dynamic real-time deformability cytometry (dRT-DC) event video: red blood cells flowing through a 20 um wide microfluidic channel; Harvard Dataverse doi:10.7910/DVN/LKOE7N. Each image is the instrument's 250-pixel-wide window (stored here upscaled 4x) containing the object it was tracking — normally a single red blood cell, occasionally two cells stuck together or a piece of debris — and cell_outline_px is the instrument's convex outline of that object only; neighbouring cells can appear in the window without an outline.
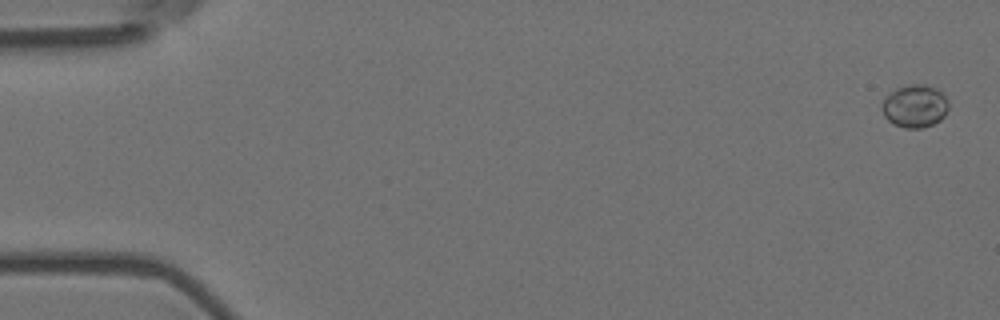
{"species": "Egyptian fruit bat (a non-hibernating species)", "species_latin": "Rousettus aegyptiacus", "temperature_condition": "room temperature", "stored_images_in_passage": 10, "camera_frame_rate_fps": 3000, "um_per_image_px": 0.085, "animal": {"sex": "female"}, "frame": {"image": 1, "passage_image": 1, "time_ms": 0.0, "image_size_px": [1000, 320], "cell_outline_px": [[948, 108], [944, 116], [940, 120], [932, 124], [920, 128], [904, 128], [888, 120], [884, 116], [884, 96], [888, 92], [896, 88], [908, 84], [924, 84], [936, 88], [944, 92], [948, 100]], "centroid_in_image_um": [77.79, 8.99], "position_along_channel_um": 7.2, "area_um2": 16.65}}
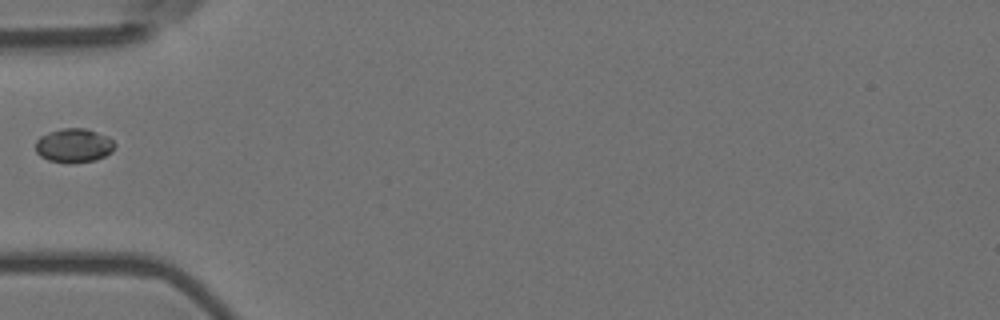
{"frame": {"image": 2, "passage_image": 6, "time_ms": 1.667, "image_size_px": [1000, 320], "cell_outline_px": [[116, 144], [112, 152], [96, 160], [72, 164], [68, 164], [48, 160], [40, 156], [36, 152], [36, 140], [40, 136], [48, 132], [64, 128], [84, 128], [108, 136]], "centroid_in_image_um": [6.27, 12.38], "position_along_channel_um": 78.7, "area_um2": 15.9}}
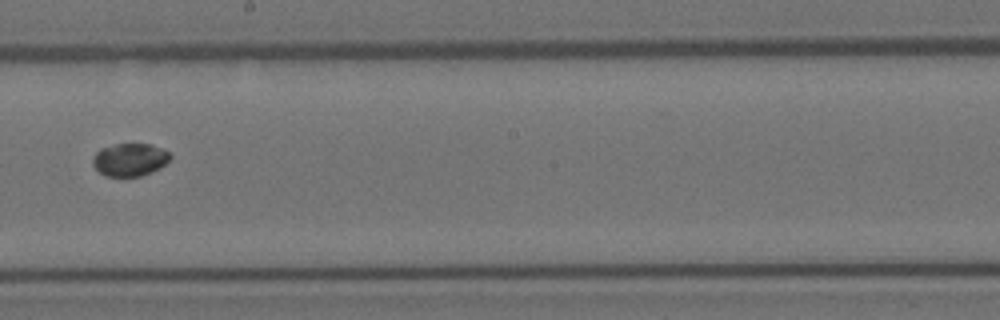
{"frame": {"image": 3, "passage_image": 10, "time_ms": 3.0, "image_size_px": [1000, 320], "cell_outline_px": [[172, 156], [160, 168], [152, 172], [140, 176], [104, 176], [92, 164], [92, 156], [100, 148], [116, 144], [152, 144], [168, 152]], "centroid_in_image_um": [11.01, 13.57], "position_along_channel_um": 237.2, "area_um2": 14.8}}